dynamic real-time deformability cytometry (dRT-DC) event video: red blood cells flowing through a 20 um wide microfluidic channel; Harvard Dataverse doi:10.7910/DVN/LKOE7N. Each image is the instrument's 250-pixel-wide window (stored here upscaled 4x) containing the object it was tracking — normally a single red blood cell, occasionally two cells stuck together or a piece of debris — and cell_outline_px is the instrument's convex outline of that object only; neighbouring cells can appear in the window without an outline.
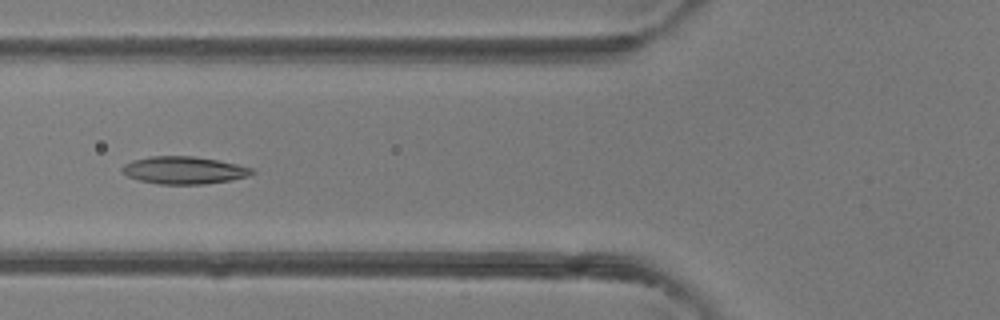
{"species": "common noctule bat (a hibernating species)", "species_latin": "Nyctalus noctula", "temperature_condition": "room temperature", "stored_images_in_passage": 5, "camera_frame_rate_fps": 3000, "um_per_image_px": 0.085, "animal": {"sex": "female"}, "frame": {"image": 1, "passage_image": 5, "time_ms": 4.667, "image_size_px": [1000, 320], "cell_outline_px": [[256, 172], [248, 176], [232, 180], [204, 184], [160, 184], [140, 180], [128, 176], [120, 168], [124, 164], [132, 160], [148, 156], [192, 156], [216, 160], [236, 164], [252, 168]], "centroid_in_image_um": [15.64, 14.47], "position_along_channel_um": 110.2, "area_um2": 20.69}}